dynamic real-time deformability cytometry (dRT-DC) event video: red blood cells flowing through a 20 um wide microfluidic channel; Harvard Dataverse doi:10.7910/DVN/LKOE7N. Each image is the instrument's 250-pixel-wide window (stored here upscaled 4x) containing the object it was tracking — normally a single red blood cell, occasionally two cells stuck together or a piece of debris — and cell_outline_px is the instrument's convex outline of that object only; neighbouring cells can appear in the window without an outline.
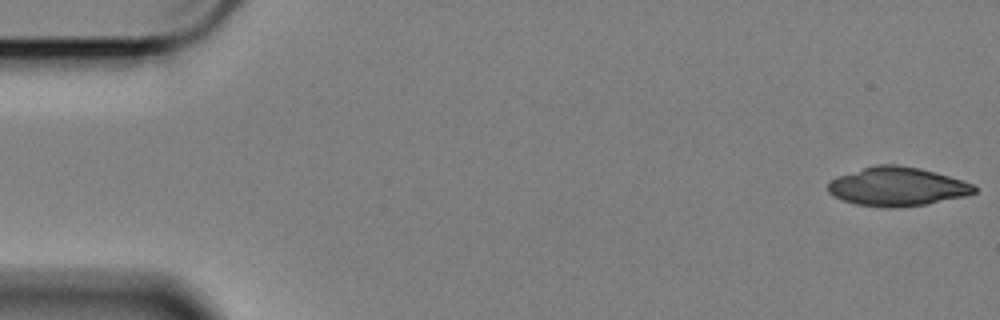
{"species": "Egyptian fruit bat (a non-hibernating species)", "species_latin": "Rousettus aegyptiacus", "temperature_condition": "cold", "stored_images_in_passage": 18, "camera_frame_rate_fps": 3000, "um_per_image_px": 0.085, "animal": {"sex": "female"}, "frame": {"image": 1, "passage_image": 1, "time_ms": 0.0, "image_size_px": [1000, 320], "cell_outline_px": [[976, 192], [968, 196], [924, 204], [896, 208], [888, 208], [856, 204], [832, 196], [828, 192], [828, 184], [836, 176], [876, 164], [896, 164], [920, 168], [936, 172], [972, 184], [976, 188]], "centroid_in_image_um": [76.25, 15.86], "position_along_channel_um": 8.8, "area_um2": 33.06}}